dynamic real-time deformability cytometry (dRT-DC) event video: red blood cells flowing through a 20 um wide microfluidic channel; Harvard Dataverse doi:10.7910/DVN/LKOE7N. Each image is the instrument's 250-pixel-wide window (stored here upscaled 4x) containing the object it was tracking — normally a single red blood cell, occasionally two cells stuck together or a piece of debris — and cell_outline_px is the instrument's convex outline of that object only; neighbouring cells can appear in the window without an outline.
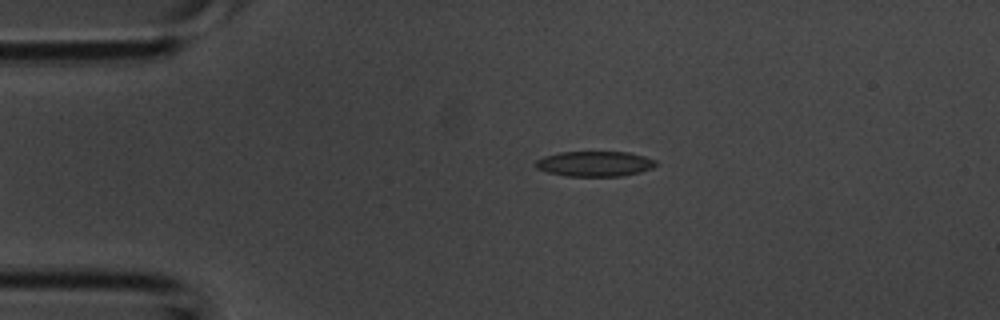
{"species": "common noctule bat (a hibernating species)", "species_latin": "Nyctalus noctula", "temperature_condition": "room temperature", "stored_images_in_passage": 42, "camera_frame_rate_fps": 3000, "um_per_image_px": 0.085, "animal": {"sex": "male", "body_mass_g": 20.1, "forearm_length_mm": 53.5}, "frame": {"image": 1, "passage_image": 9, "time_ms": 2.667, "image_size_px": [1000, 320], "cell_outline_px": [[660, 164], [652, 168], [640, 172], [620, 176], [564, 176], [548, 172], [536, 168], [532, 164], [536, 160], [544, 156], [560, 152], [628, 152], [644, 156], [656, 160]], "centroid_in_image_um": [50.55, 13.92], "position_along_channel_um": 34.5, "area_um2": 17.86}}
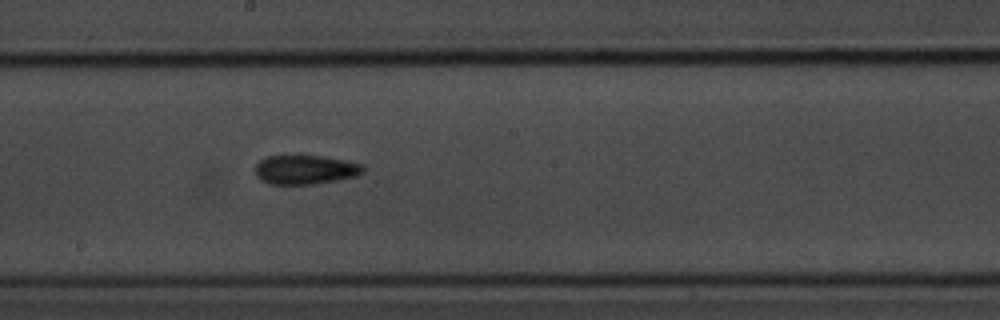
{"frame": {"image": 2, "passage_image": 23, "time_ms": 7.333, "image_size_px": [1000, 320], "cell_outline_px": [[364, 172], [356, 176], [316, 184], [272, 184], [260, 180], [256, 176], [256, 164], [260, 160], [268, 156], [320, 156], [344, 160], [364, 164]], "centroid_in_image_um": [25.96, 14.43], "position_along_channel_um": 222.2, "area_um2": 18.26}}
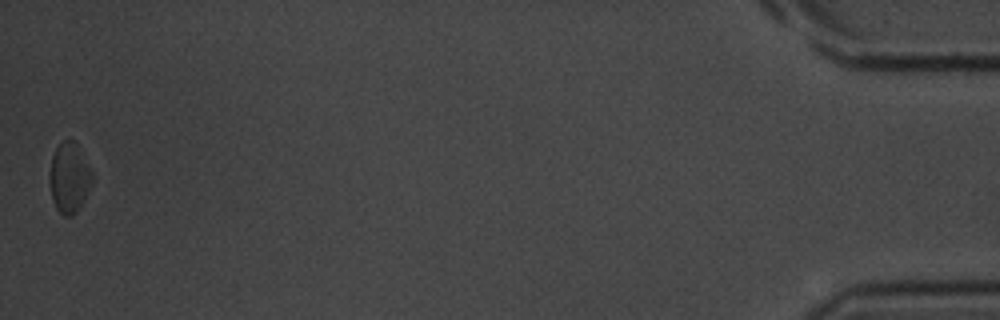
{"frame": {"image": 3, "passage_image": 42, "time_ms": 13.667, "image_size_px": [1000, 320], "cell_outline_px": [[92, 180], [84, 200], [76, 212], [72, 216], [64, 216], [56, 208], [52, 200], [48, 176], [52, 156], [56, 148], [64, 140], [72, 140], [92, 172]], "centroid_in_image_um": [5.84, 15.16], "position_along_channel_um": 429.4, "area_um2": 16.99}}